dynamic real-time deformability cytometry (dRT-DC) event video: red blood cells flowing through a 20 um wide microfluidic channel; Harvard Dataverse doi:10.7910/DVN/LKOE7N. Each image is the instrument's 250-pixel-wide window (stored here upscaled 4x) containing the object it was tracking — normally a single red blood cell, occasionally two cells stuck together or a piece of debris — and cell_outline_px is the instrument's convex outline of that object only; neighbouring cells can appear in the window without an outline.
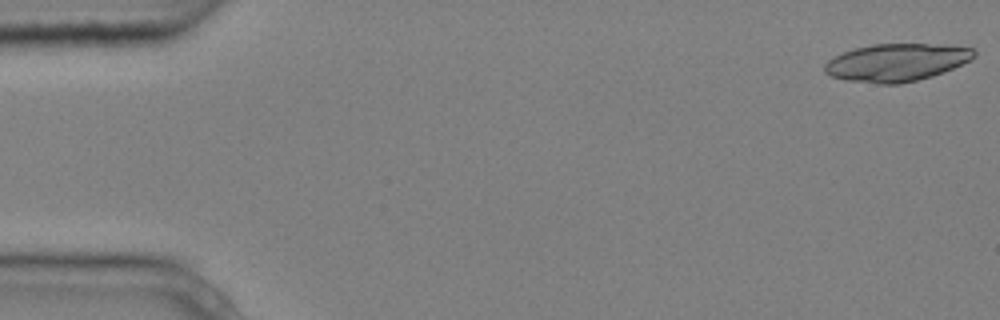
{"species": "common noctule bat (a hibernating species)", "species_latin": "Nyctalus noctula", "temperature_condition": "cold", "stored_images_in_passage": 6, "camera_frame_rate_fps": 3000, "um_per_image_px": 0.085, "animal": {"sex": "male", "body_mass_g": 20.4}, "frame": {"image": 1, "passage_image": 1, "time_ms": 0.0, "image_size_px": [1000, 320], "cell_outline_px": [[976, 56], [952, 68], [932, 76], [900, 84], [880, 84], [848, 80], [832, 76], [824, 72], [824, 64], [832, 56], [856, 48], [872, 44], [944, 44], [972, 48], [976, 52]], "centroid_in_image_um": [76.18, 5.3], "position_along_channel_um": 8.8, "area_um2": 32.6}}
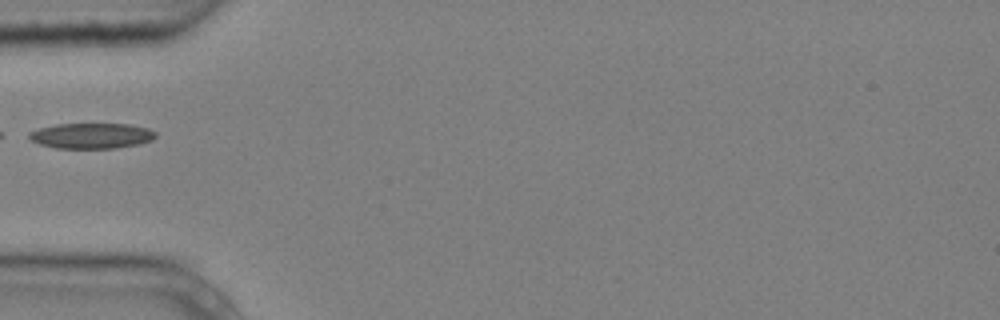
{"frame": {"image": 2, "passage_image": 5, "time_ms": 1.333, "image_size_px": [1000, 320], "cell_outline_px": [[156, 136], [152, 140], [140, 144], [116, 148], [56, 148], [40, 144], [32, 140], [28, 136], [28, 132], [40, 128], [56, 124], [132, 124], [148, 128], [156, 132]], "centroid_in_image_um": [7.81, 11.54], "position_along_channel_um": 77.2, "area_um2": 18.84}}
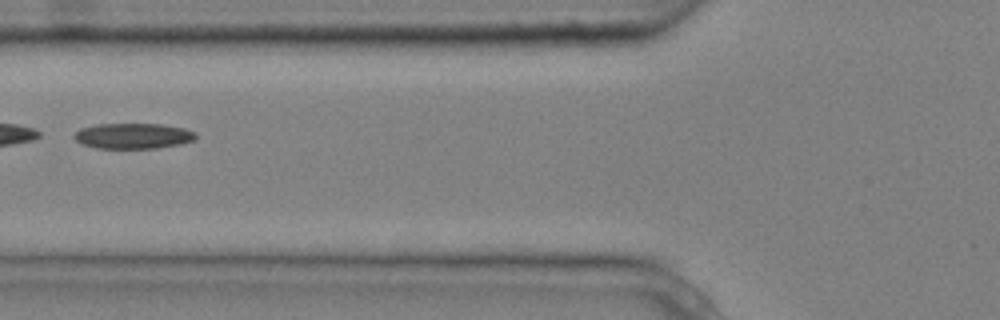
{"frame": {"image": 3, "passage_image": 6, "time_ms": 1.667, "image_size_px": [1000, 320], "cell_outline_px": [[196, 140], [180, 144], [156, 148], [96, 148], [80, 144], [72, 136], [80, 128], [96, 124], [164, 124], [184, 128], [196, 132]], "centroid_in_image_um": [11.31, 11.55], "position_along_channel_um": 114.5, "area_um2": 18.26}}